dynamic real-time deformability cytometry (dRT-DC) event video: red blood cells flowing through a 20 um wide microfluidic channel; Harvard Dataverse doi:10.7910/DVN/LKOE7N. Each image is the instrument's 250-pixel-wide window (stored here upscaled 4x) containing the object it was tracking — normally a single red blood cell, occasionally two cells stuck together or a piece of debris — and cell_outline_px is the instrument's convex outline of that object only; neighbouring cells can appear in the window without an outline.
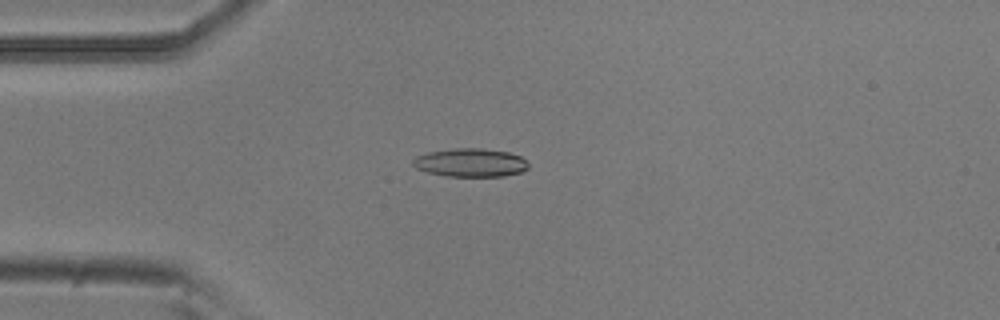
{"species": "common noctule bat (a hibernating species)", "species_latin": "Nyctalus noctula", "temperature_condition": "room temperature", "stored_images_in_passage": 8, "camera_frame_rate_fps": 3000, "um_per_image_px": 0.085, "animal": {"sex": "male", "body_mass_g": 20.5, "forearm_length_mm": 52.5}, "frame": {"image": 1, "passage_image": 4, "time_ms": 1.0, "image_size_px": [1000, 320], "cell_outline_px": [[528, 168], [524, 172], [504, 176], [448, 176], [428, 172], [416, 168], [412, 164], [412, 160], [416, 156], [428, 152], [456, 148], [484, 148], [508, 152], [520, 156], [528, 164]], "centroid_in_image_um": [40.0, 13.82], "position_along_channel_um": 45.0, "area_um2": 19.13}}
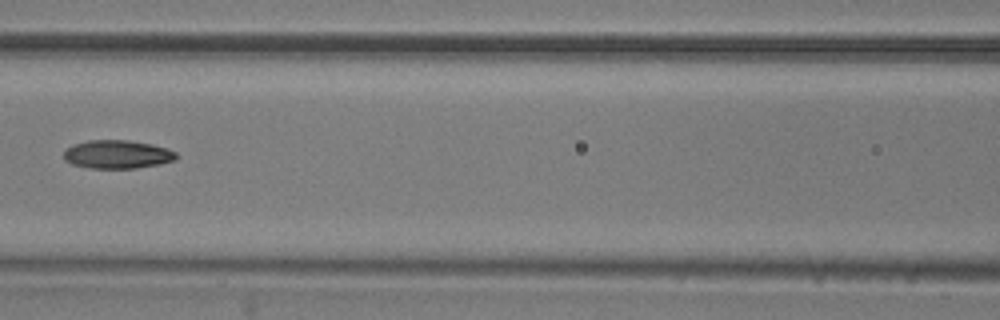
{"frame": {"image": 2, "passage_image": 7, "time_ms": 2.0, "image_size_px": [1000, 320], "cell_outline_px": [[176, 160], [160, 164], [136, 168], [88, 168], [72, 164], [64, 160], [64, 152], [72, 144], [88, 140], [128, 140], [152, 144], [168, 148], [176, 152]], "centroid_in_image_um": [9.97, 13.12], "position_along_channel_um": 156.6, "area_um2": 18.73}}
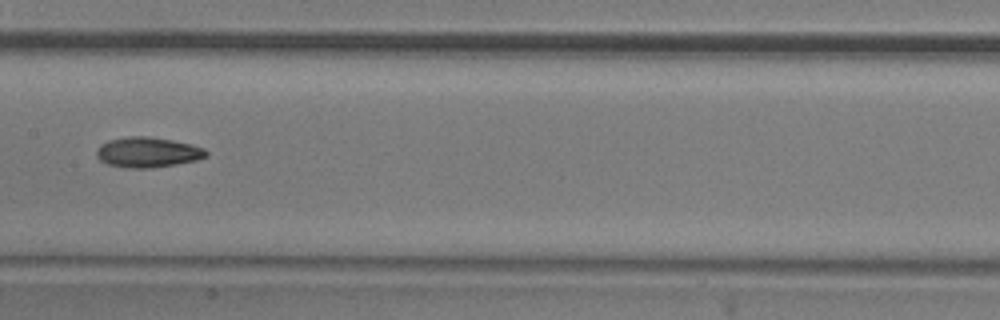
{"frame": {"image": 3, "passage_image": 8, "time_ms": 2.333, "image_size_px": [1000, 320], "cell_outline_px": [[208, 156], [196, 160], [148, 168], [128, 168], [108, 164], [100, 160], [96, 156], [96, 148], [100, 144], [108, 140], [128, 136], [148, 136], [172, 140], [192, 144], [204, 148], [208, 152]], "centroid_in_image_um": [12.53, 12.93], "position_along_channel_um": 194.9, "area_um2": 19.31}}